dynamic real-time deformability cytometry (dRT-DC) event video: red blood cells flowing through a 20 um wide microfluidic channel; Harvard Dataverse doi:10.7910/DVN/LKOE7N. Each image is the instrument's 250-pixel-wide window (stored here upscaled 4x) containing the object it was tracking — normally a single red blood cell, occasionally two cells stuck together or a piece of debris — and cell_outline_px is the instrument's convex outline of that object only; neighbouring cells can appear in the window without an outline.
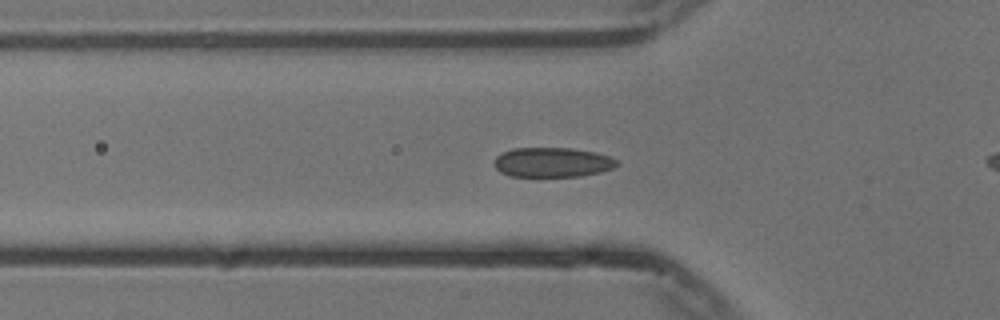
{"species": "common noctule bat (a hibernating species)", "species_latin": "Nyctalus noctula", "temperature_condition": "cold", "stored_images_in_passage": 47, "camera_frame_rate_fps": 3000, "um_per_image_px": 0.085, "animal": {"sex": "male", "body_mass_g": 13.3}, "frame": {"image": 1, "passage_image": 10, "time_ms": 3.0, "image_size_px": [1000, 320], "cell_outline_px": [[620, 164], [612, 168], [600, 172], [580, 176], [508, 176], [500, 172], [496, 168], [496, 156], [512, 148], [572, 148], [596, 152], [620, 160]], "centroid_in_image_um": [46.99, 13.79], "position_along_channel_um": 78.8, "area_um2": 21.21}}
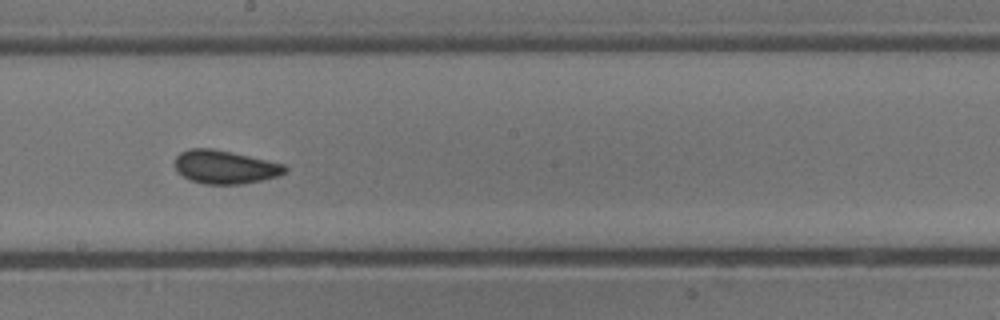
{"frame": {"image": 2, "passage_image": 22, "time_ms": 7.0, "image_size_px": [1000, 320], "cell_outline_px": [[288, 172], [276, 176], [260, 180], [240, 184], [204, 184], [192, 180], [176, 172], [176, 156], [180, 152], [188, 148], [212, 148], [232, 152], [284, 164], [288, 168]], "centroid_in_image_um": [19.11, 14.18], "position_along_channel_um": 229.1, "area_um2": 21.33}}
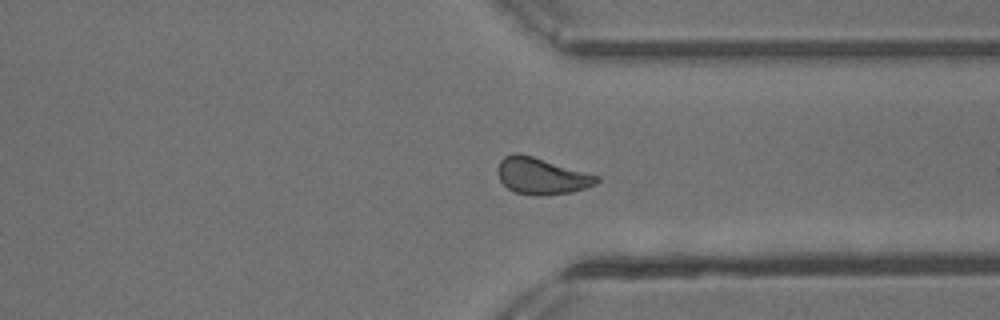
{"frame": {"image": 3, "passage_image": 33, "time_ms": 10.667, "image_size_px": [1000, 320], "cell_outline_px": [[600, 180], [596, 184], [572, 192], [536, 196], [516, 192], [508, 188], [500, 180], [496, 172], [496, 168], [500, 160], [504, 156], [516, 152], [532, 156], [600, 176]], "centroid_in_image_um": [46.01, 14.95], "position_along_channel_um": 365.4, "area_um2": 21.04}, "authors_computed_cell_mechanics": {"area_um2": 21.0392, "velocity_mm_per_s": 3.7395, "shape_relaxation_time_tau1_ms": 4.384, "shape_relaxation_time_tau2_ms": 1.0026, "deformation_change_tau1": 0.0856, "deformation_change_tau2": 0.0423}}